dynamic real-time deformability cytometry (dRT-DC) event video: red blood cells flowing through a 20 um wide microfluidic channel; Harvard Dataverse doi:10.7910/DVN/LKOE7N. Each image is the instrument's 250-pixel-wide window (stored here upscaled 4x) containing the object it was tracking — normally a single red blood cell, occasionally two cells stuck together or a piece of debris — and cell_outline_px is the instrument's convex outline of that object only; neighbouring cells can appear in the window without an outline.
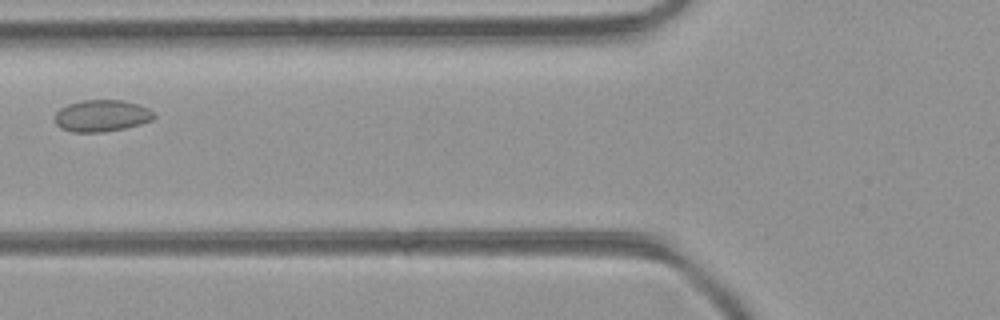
{"species": "common noctule bat (a hibernating species)", "species_latin": "Nyctalus noctula", "temperature_condition": "room temperature", "stored_images_in_passage": 4, "camera_frame_rate_fps": 3000, "um_per_image_px": 0.085, "animal": {"sex": "female", "body_mass_g": 21.9}, "frame": {"image": 1, "passage_image": 3, "time_ms": 0.667, "image_size_px": [1000, 320], "cell_outline_px": [[156, 116], [152, 120], [140, 124], [124, 128], [104, 132], [72, 132], [60, 128], [56, 124], [56, 112], [60, 108], [68, 104], [84, 100], [120, 100], [140, 104], [156, 112]], "centroid_in_image_um": [8.68, 9.84], "position_along_channel_um": 117.1, "area_um2": 18.44}}
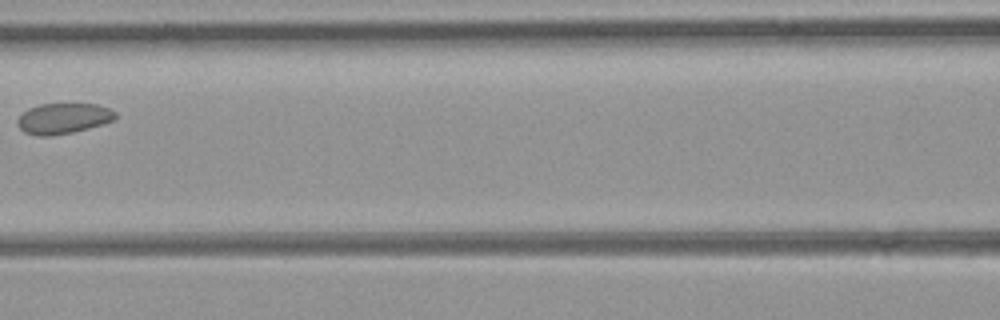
{"frame": {"image": 2, "passage_image": 4, "time_ms": 1.0, "image_size_px": [1000, 320], "cell_outline_px": [[116, 120], [104, 124], [72, 132], [48, 136], [36, 136], [24, 132], [16, 124], [16, 120], [28, 108], [40, 104], [96, 104], [108, 108], [116, 112]], "centroid_in_image_um": [5.38, 10.07], "position_along_channel_um": 161.2, "area_um2": 17.51}}